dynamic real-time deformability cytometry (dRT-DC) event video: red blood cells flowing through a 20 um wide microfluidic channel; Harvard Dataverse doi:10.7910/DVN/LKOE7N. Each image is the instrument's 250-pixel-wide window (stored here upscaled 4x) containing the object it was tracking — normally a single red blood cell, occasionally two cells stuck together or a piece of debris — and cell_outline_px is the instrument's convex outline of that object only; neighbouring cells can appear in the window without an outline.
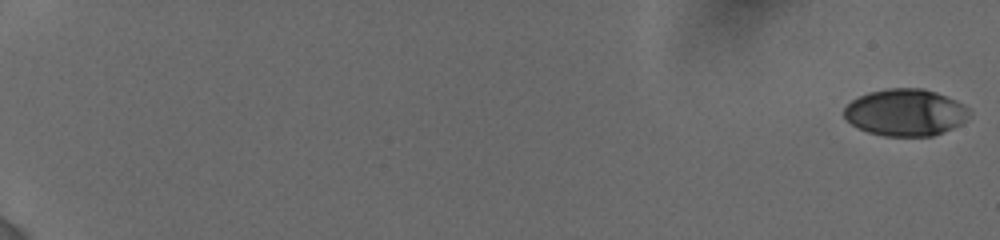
{"species": "human", "species_latin": "Homo sapiens", "temperature_condition": "cold", "stored_images_in_passage": 15, "camera_frame_rate_fps": 3000, "um_per_image_px": 0.085, "donor": {"sex": "female"}, "frame": {"image": 1, "passage_image": 1, "time_ms": 0.0, "image_size_px": [1000, 240], "cell_outline_px": [[972, 116], [960, 124], [944, 132], [932, 136], [884, 136], [868, 132], [852, 124], [844, 116], [844, 108], [852, 100], [868, 92], [888, 88], [924, 88], [936, 92], [956, 100], [964, 104], [968, 108]], "centroid_in_image_um": [77.0, 9.55], "position_along_channel_um": 8.0, "area_um2": 34.33}}
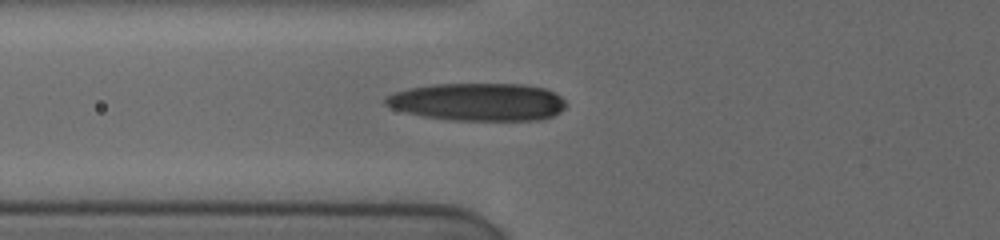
{"frame": {"image": 2, "passage_image": 13, "time_ms": 8.0, "image_size_px": [1000, 240], "cell_outline_px": [[568, 104], [560, 112], [544, 120], [452, 120], [424, 116], [404, 112], [392, 108], [384, 104], [384, 96], [392, 92], [408, 88], [432, 84], [524, 84], [544, 88], [560, 96]], "centroid_in_image_um": [40.6, 8.66], "position_along_channel_um": 85.2, "area_um2": 40.0}}
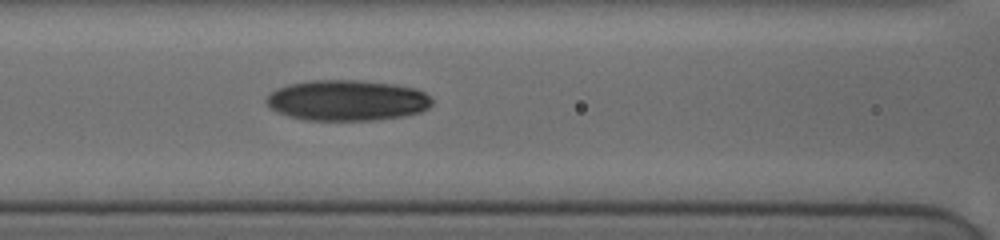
{"frame": {"image": 3, "passage_image": 15, "time_ms": 9.333, "image_size_px": [1000, 240], "cell_outline_px": [[432, 104], [428, 108], [420, 112], [404, 116], [376, 120], [304, 120], [288, 116], [276, 112], [268, 108], [264, 104], [264, 100], [272, 92], [288, 84], [312, 80], [360, 80], [396, 84], [416, 88], [424, 92], [432, 100]], "centroid_in_image_um": [29.48, 8.53], "position_along_channel_um": 137.1, "area_um2": 39.65}}